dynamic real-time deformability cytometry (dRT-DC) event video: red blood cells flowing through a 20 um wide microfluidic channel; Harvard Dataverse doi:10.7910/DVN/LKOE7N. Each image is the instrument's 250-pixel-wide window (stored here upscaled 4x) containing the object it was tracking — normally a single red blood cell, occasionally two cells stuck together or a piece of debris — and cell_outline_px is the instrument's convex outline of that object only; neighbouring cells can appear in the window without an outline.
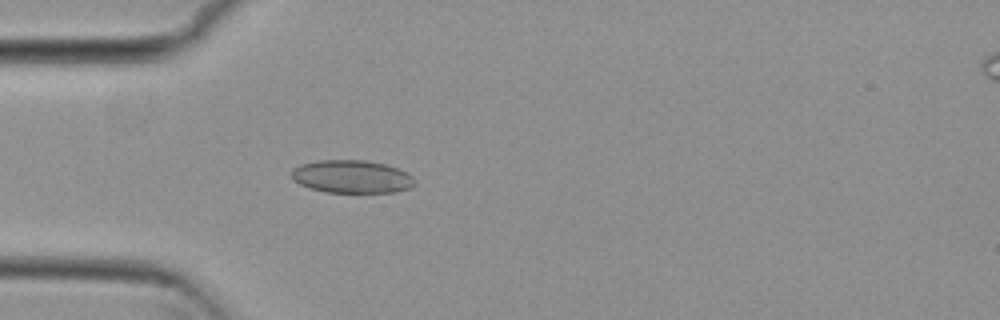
{"species": "common noctule bat (a hibernating species)", "species_latin": "Nyctalus noctula", "temperature_condition": "cold", "stored_images_in_passage": 46, "camera_frame_rate_fps": 3000, "um_per_image_px": 0.085, "animal": {"sex": "female", "body_mass_g": 29.2, "forearm_length_mm": 56.3}, "frame": {"image": 1, "passage_image": 8, "time_ms": 2.333, "image_size_px": [1000, 320], "cell_outline_px": [[416, 184], [408, 188], [396, 192], [324, 192], [308, 188], [292, 180], [292, 168], [300, 164], [316, 160], [368, 160], [384, 164], [396, 168], [412, 176]], "centroid_in_image_um": [29.85, 15.01], "position_along_channel_um": 55.2, "area_um2": 23.7}}
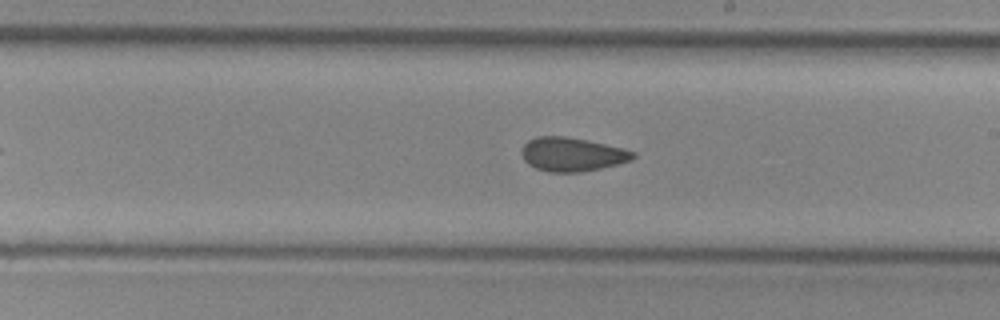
{"frame": {"image": 2, "passage_image": 23, "time_ms": 7.333, "image_size_px": [1000, 320], "cell_outline_px": [[636, 156], [632, 160], [600, 168], [580, 172], [548, 172], [536, 168], [528, 164], [524, 160], [520, 152], [520, 148], [528, 140], [536, 136], [568, 136], [624, 148], [636, 152]], "centroid_in_image_um": [48.6, 13.11], "position_along_channel_um": 240.4, "area_um2": 22.14}}
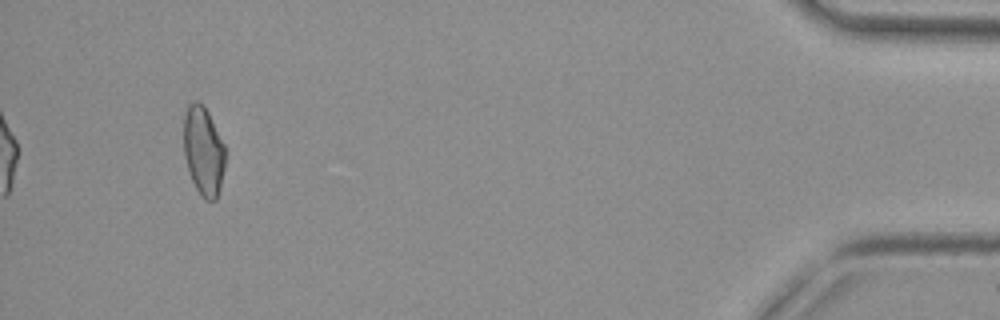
{"frame": {"image": 3, "passage_image": 43, "time_ms": 14.0, "image_size_px": [1000, 320], "cell_outline_px": [[224, 168], [220, 188], [216, 200], [204, 200], [196, 188], [188, 172], [184, 156], [184, 112], [188, 104], [196, 100], [204, 104], [224, 144]], "centroid_in_image_um": [17.27, 12.82], "position_along_channel_um": 417.9, "area_um2": 21.62}, "authors_computed_cell_mechanics": {"area_um2": 22.1374, "velocity_mm_per_s": 3.8218, "shape_relaxation_time_tau1_ms": null, "shape_relaxation_time_tau2_ms": 2.0869, "deformation_change_tau1": null, "deformation_change_tau2": 0.0787}}